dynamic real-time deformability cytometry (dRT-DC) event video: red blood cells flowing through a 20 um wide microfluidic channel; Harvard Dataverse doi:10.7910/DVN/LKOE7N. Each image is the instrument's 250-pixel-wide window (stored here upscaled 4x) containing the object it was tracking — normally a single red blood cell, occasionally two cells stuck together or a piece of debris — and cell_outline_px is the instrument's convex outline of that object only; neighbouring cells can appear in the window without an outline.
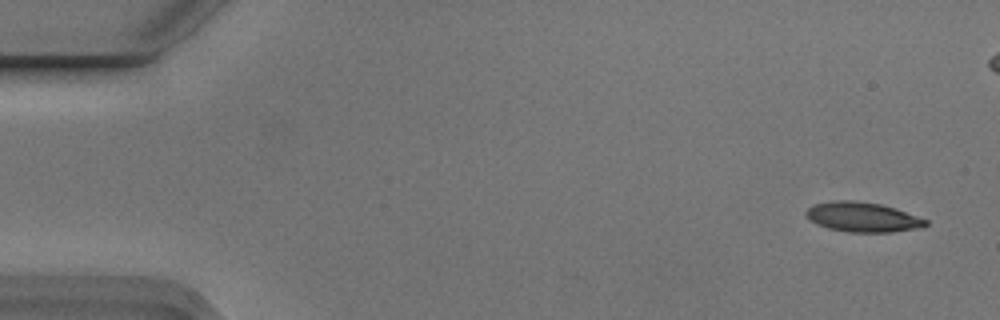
{"species": "Egyptian fruit bat (a non-hibernating species)", "species_latin": "Rousettus aegyptiacus", "temperature_condition": "cold", "stored_images_in_passage": 6, "camera_frame_rate_fps": 3000, "um_per_image_px": 0.085, "animal": {"sex": "male"}, "frame": {"image": 1, "passage_image": 1, "time_ms": 0.0, "image_size_px": [1000, 320], "cell_outline_px": [[928, 224], [924, 228], [892, 232], [848, 232], [828, 228], [816, 224], [808, 220], [804, 212], [812, 204], [836, 200], [852, 200], [880, 204], [928, 220]], "centroid_in_image_um": [73.28, 18.46], "position_along_channel_um": 11.7, "area_um2": 20.81}}
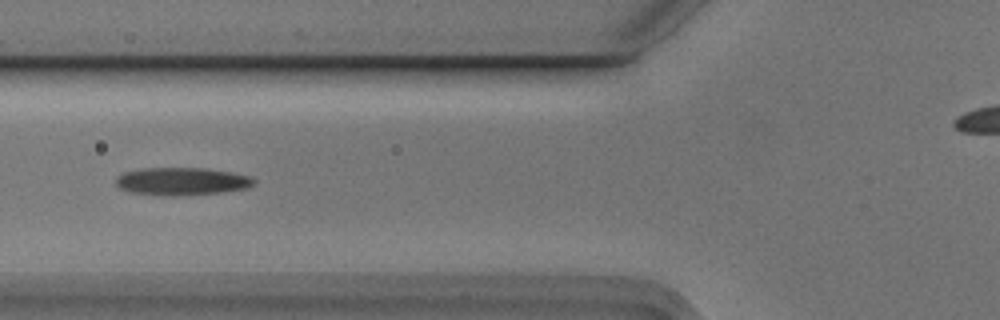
{"frame": {"image": 2, "passage_image": 6, "time_ms": 1.667, "image_size_px": [1000, 320], "cell_outline_px": [[256, 184], [248, 188], [220, 192], [176, 196], [160, 196], [132, 192], [120, 188], [116, 184], [116, 176], [124, 172], [140, 168], [208, 168], [232, 172], [252, 176], [256, 180]], "centroid_in_image_um": [15.48, 15.41], "position_along_channel_um": 110.3, "area_um2": 22.6}}